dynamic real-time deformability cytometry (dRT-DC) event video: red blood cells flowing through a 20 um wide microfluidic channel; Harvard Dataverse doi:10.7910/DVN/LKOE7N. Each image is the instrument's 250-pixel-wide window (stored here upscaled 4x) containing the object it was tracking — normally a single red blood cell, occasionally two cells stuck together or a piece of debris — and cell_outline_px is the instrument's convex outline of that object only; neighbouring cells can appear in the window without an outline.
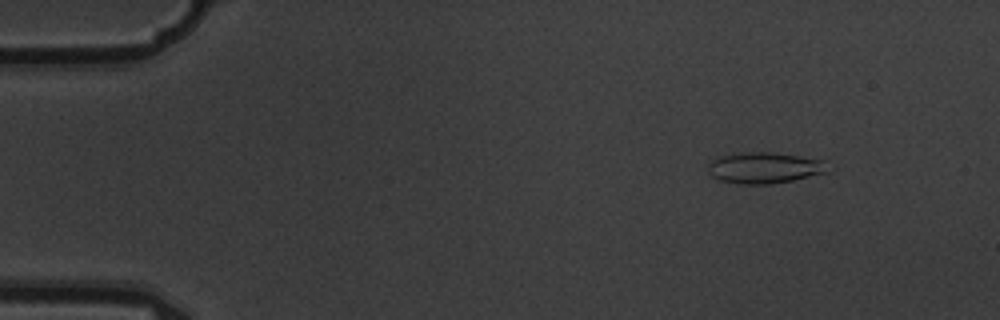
{"species": "common noctule bat (a hibernating species)", "species_latin": "Nyctalus noctula", "temperature_condition": "warm", "stored_images_in_passage": 5, "camera_frame_rate_fps": 3000, "um_per_image_px": 0.085, "animal": {"sex": "male", "body_mass_g": 19.5, "forearm_length_mm": 54.6}, "frame": {"image": 1, "passage_image": 2, "time_ms": 0.333, "image_size_px": [1000, 320], "cell_outline_px": [[828, 172], [792, 180], [768, 184], [740, 184], [720, 180], [712, 176], [708, 172], [708, 164], [712, 160], [720, 156], [744, 152], [772, 152], [828, 160]], "centroid_in_image_um": [65.01, 14.25], "position_along_channel_um": 20.0, "area_um2": 21.79}}